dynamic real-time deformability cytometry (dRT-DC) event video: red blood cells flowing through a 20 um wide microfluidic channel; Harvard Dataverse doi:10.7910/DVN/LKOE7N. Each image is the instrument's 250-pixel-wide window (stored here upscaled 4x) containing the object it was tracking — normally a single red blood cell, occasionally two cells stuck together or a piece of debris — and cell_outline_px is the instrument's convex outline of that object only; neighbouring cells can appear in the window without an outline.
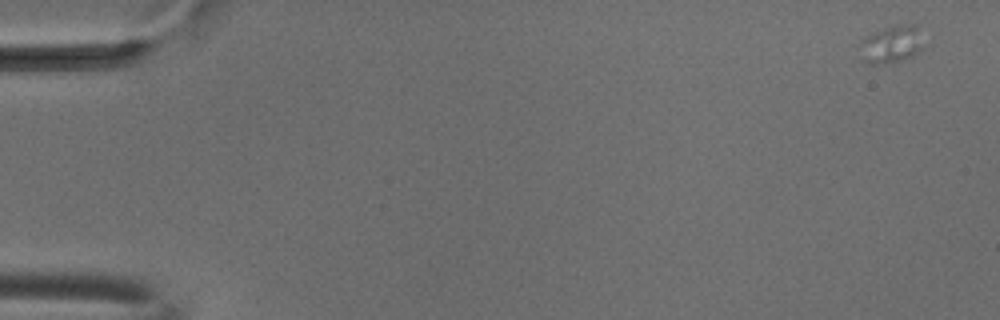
{"species": "common noctule bat (a hibernating species)", "species_latin": "Nyctalus noctula", "temperature_condition": "cold", "stored_images_in_passage": 14, "camera_frame_rate_fps": 3000, "um_per_image_px": 0.085, "animal": {"sex": "male", "body_mass_g": 18.8}, "frame": {"image": 1, "passage_image": 1, "time_ms": 0.0, "image_size_px": [1000, 320], "cell_outline_px": [[924, 48], [912, 56], [900, 60], [880, 64], [868, 64], [864, 60], [860, 44], [860, 40], [872, 32], [884, 28], [900, 24], [916, 24]], "centroid_in_image_um": [75.77, 3.75], "position_along_channel_um": 9.2, "area_um2": 13.76}}
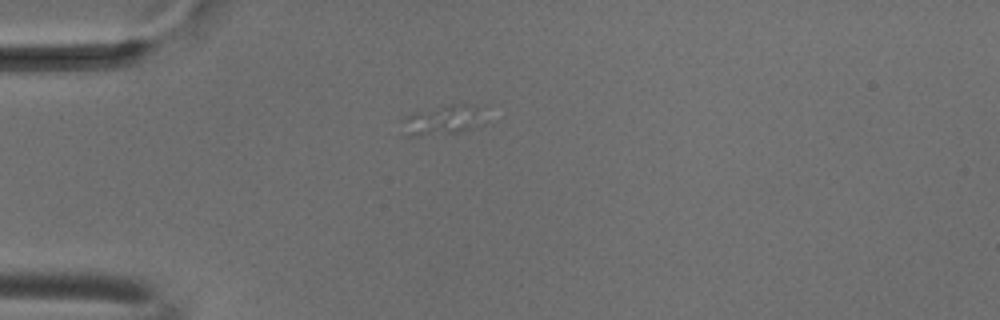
{"frame": {"image": 2, "passage_image": 14, "time_ms": 4.333, "image_size_px": [1000, 320], "cell_outline_px": [[476, 108], [468, 128], [456, 132], [420, 136], [404, 136], [400, 120], [404, 116], [416, 112], [448, 104], [472, 104]], "centroid_in_image_um": [37.26, 10.22], "position_along_channel_um": 47.7, "area_um2": 13.01}}